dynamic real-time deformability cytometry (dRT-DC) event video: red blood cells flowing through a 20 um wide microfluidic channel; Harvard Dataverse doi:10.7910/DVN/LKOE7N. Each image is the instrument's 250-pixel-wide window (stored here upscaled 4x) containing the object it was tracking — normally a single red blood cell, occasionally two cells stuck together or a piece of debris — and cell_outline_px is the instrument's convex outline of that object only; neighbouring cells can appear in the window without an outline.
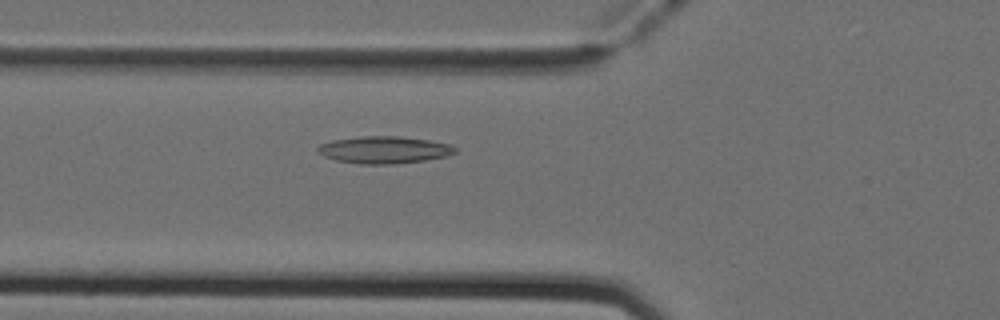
{"species": "Egyptian fruit bat (a non-hibernating species)", "species_latin": "Rousettus aegyptiacus", "temperature_condition": "cold", "stored_images_in_passage": 51, "camera_frame_rate_fps": 3000, "um_per_image_px": 0.085, "animal": {"sex": "female"}, "frame": {"image": 1, "passage_image": 18, "time_ms": 5.667, "image_size_px": [1000, 320], "cell_outline_px": [[456, 152], [448, 156], [424, 160], [392, 164], [360, 164], [336, 160], [324, 156], [316, 148], [320, 144], [332, 140], [360, 136], [400, 136], [428, 140], [448, 144], [456, 148]], "centroid_in_image_um": [32.64, 12.73], "position_along_channel_um": 93.2, "area_um2": 21.62}}
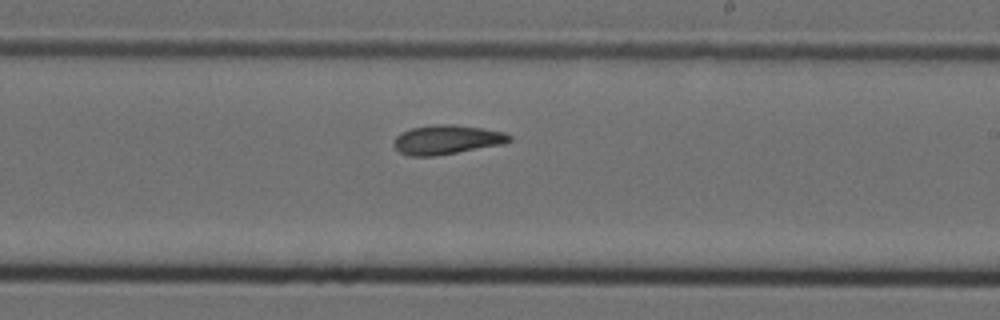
{"frame": {"image": 2, "passage_image": 30, "time_ms": 9.667, "image_size_px": [1000, 320], "cell_outline_px": [[512, 140], [504, 144], [432, 156], [408, 156], [400, 152], [392, 144], [392, 140], [400, 132], [412, 128], [436, 124], [456, 124], [504, 132], [512, 136]], "centroid_in_image_um": [37.95, 11.86], "position_along_channel_um": 251.0, "area_um2": 19.71}}
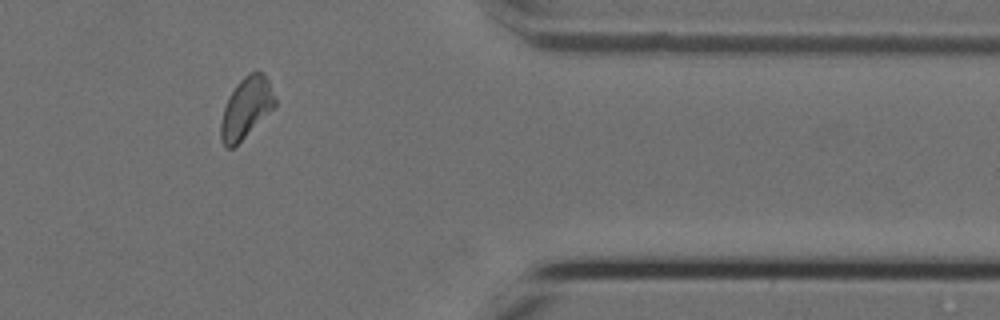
{"frame": {"image": 3, "passage_image": 42, "time_ms": 13.667, "image_size_px": [1000, 320], "cell_outline_px": [[276, 104], [232, 148], [224, 148], [220, 140], [220, 124], [224, 108], [228, 96], [236, 84], [244, 76], [252, 72], [260, 72], [268, 80], [276, 100]], "centroid_in_image_um": [20.87, 9.17], "position_along_channel_um": 390.5, "area_um2": 18.61}, "authors_computed_cell_mechanics": {"area_um2": 19.5942, "velocity_mm_per_s": 3.9527, "shape_relaxation_time_tau1_ms": null, "shape_relaxation_time_tau2_ms": 3.762, "deformation_change_tau1": null, "deformation_change_tau2": 0.093}}